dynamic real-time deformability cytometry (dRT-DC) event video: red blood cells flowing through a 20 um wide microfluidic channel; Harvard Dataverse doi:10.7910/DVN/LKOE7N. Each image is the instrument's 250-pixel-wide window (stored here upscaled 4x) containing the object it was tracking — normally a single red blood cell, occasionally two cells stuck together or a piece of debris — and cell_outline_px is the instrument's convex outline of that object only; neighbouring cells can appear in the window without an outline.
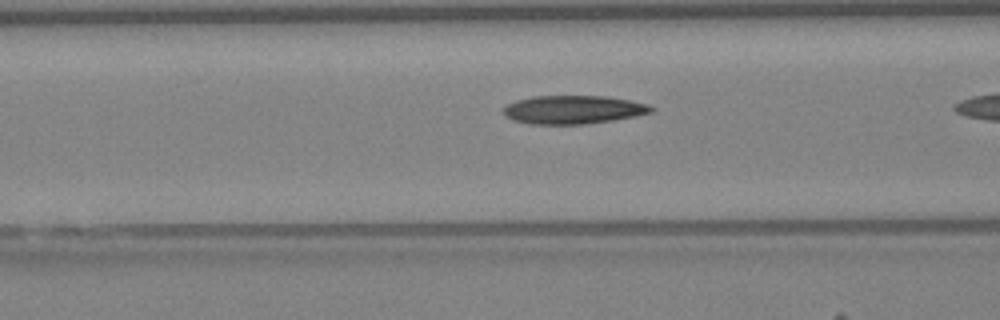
{"species": "Egyptian fruit bat (a non-hibernating species)", "species_latin": "Rousettus aegyptiacus", "temperature_condition": "warm", "stored_images_in_passage": 7, "camera_frame_rate_fps": 3000, "um_per_image_px": 0.085, "animal": {"sex": "female"}, "frame": {"image": 1, "passage_image": 6, "time_ms": 1.667, "image_size_px": [1000, 320], "cell_outline_px": [[656, 108], [652, 112], [612, 120], [584, 124], [528, 124], [512, 120], [504, 116], [504, 108], [508, 104], [516, 100], [532, 96], [604, 96], [628, 100], [648, 104]], "centroid_in_image_um": [48.69, 9.32], "position_along_channel_um": 117.9, "area_um2": 24.39}}